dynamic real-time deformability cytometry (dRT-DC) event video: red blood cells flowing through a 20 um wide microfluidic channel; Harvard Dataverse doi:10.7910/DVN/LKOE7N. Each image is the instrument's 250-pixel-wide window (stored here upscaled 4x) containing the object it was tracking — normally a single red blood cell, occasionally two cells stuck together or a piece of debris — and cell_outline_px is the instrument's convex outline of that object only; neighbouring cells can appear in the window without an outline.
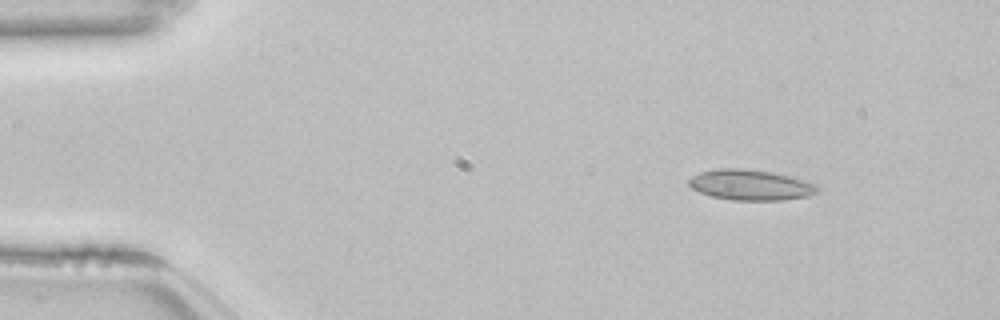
{"species": "common noctule bat (a hibernating species)", "species_latin": "Nyctalus noctula", "temperature_condition": "room temperature", "stored_images_in_passage": 47, "camera_frame_rate_fps": 3000, "um_per_image_px": 0.085, "animal": {"sex": "female", "body_mass_g": 22.7, "forearm_length_mm": 54.2}, "frame": {"image": 1, "passage_image": 1, "time_ms": 0.0, "image_size_px": [1000, 320], "cell_outline_px": [[820, 188], [816, 192], [808, 196], [780, 200], [732, 200], [712, 196], [700, 192], [692, 188], [688, 184], [688, 180], [692, 176], [700, 172], [716, 168], [740, 168], [772, 172], [804, 180], [816, 184]], "centroid_in_image_um": [63.77, 15.71], "position_along_channel_um": 21.2, "area_um2": 22.77}}
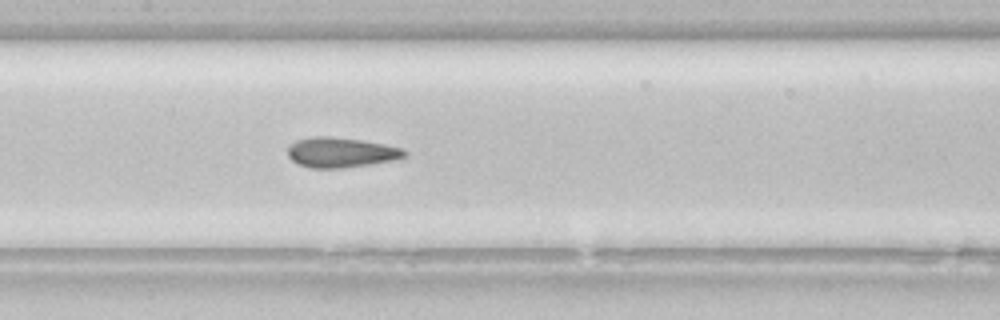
{"frame": {"image": 2, "passage_image": 20, "time_ms": 6.333, "image_size_px": [1000, 320], "cell_outline_px": [[408, 152], [400, 160], [344, 168], [308, 168], [292, 160], [288, 156], [288, 144], [296, 140], [312, 136], [328, 136], [364, 140], [404, 148]], "centroid_in_image_um": [29.01, 12.95], "position_along_channel_um": 178.4, "area_um2": 20.87}}
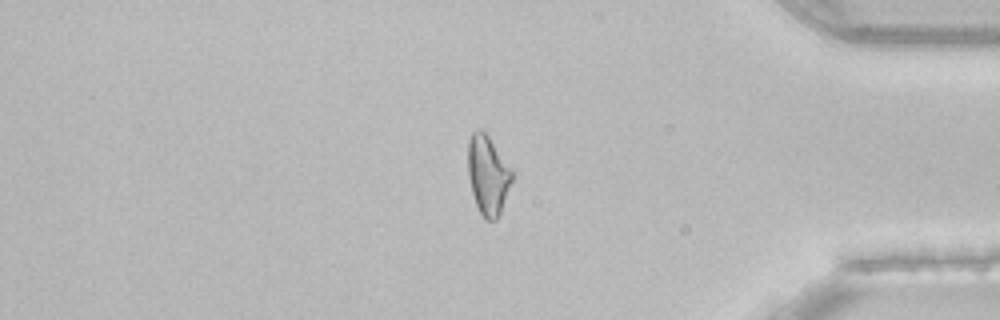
{"frame": {"image": 3, "passage_image": 39, "time_ms": 12.667, "image_size_px": [1000, 320], "cell_outline_px": [[516, 172], [500, 212], [496, 220], [488, 220], [480, 212], [476, 204], [472, 192], [468, 176], [468, 140], [472, 132], [480, 128], [488, 136]], "centroid_in_image_um": [41.5, 14.84], "position_along_channel_um": 393.7, "area_um2": 20.46}, "authors_computed_cell_mechanics": {"area_um2": 20.8658, "velocity_mm_per_s": 3.8534, "shape_relaxation_time_tau1_ms": 10.134, "shape_relaxation_time_tau2_ms": 2.5135, "deformation_change_tau1": 0.1553, "deformation_change_tau2": 0.0874}}